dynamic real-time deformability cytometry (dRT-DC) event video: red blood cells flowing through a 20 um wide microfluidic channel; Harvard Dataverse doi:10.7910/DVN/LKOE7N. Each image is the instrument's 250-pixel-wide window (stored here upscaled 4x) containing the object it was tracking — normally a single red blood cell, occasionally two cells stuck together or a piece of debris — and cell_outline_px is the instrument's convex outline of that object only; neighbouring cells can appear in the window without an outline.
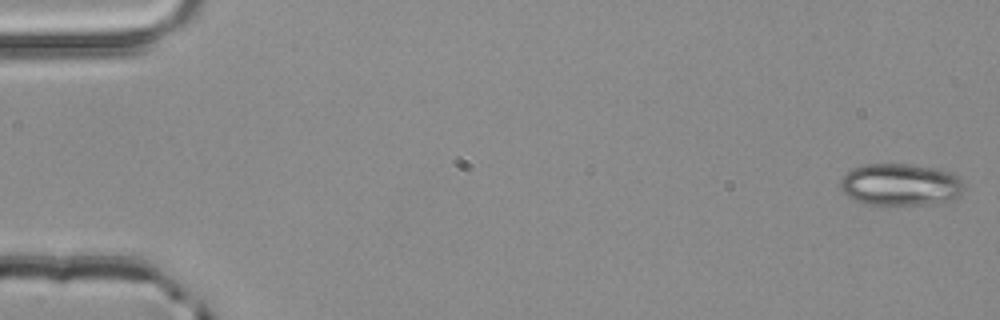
{"species": "common noctule bat (a hibernating species)", "species_latin": "Nyctalus noctula", "temperature_condition": "room temperature", "stored_images_in_passage": 4, "camera_frame_rate_fps": 3000, "um_per_image_px": 0.085, "animal": {"sex": "male", "body_mass_g": 20.4}, "frame": {"image": 1, "passage_image": 1, "time_ms": 0.0, "image_size_px": [1000, 320], "cell_outline_px": [[964, 188], [948, 204], [868, 204], [852, 200], [840, 188], [840, 180], [852, 168], [868, 164], [908, 164], [936, 168], [948, 172], [956, 176], [964, 184]], "centroid_in_image_um": [76.54, 15.7], "position_along_channel_um": 8.5, "area_um2": 30.29}}